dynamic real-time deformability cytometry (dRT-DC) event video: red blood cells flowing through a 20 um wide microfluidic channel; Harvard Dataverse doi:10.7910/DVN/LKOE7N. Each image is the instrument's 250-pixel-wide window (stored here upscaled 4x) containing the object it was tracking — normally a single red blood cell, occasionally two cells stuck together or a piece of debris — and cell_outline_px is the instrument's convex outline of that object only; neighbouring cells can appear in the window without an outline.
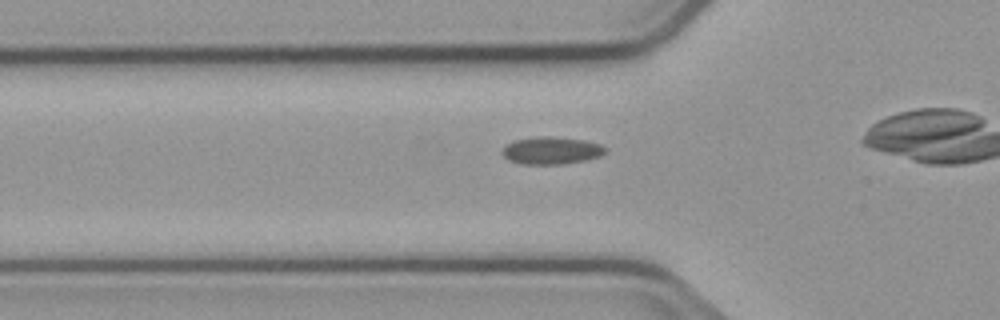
{"species": "common noctule bat (a hibernating species)", "species_latin": "Nyctalus noctula", "temperature_condition": "cold", "stored_images_in_passage": 28, "camera_frame_rate_fps": 3000, "um_per_image_px": 0.085, "animal": {"sex": "male", "body_mass_g": 23.1, "forearm_length_mm": 52.7}, "frame": {"image": 1, "passage_image": 3, "time_ms": 0.667, "image_size_px": [1000, 320], "cell_outline_px": [[604, 152], [600, 156], [584, 160], [560, 164], [520, 164], [508, 160], [500, 152], [508, 144], [516, 140], [540, 136], [548, 136], [584, 140], [600, 144], [604, 148]], "centroid_in_image_um": [46.83, 12.8], "position_along_channel_um": 79.0, "area_um2": 16.18}}
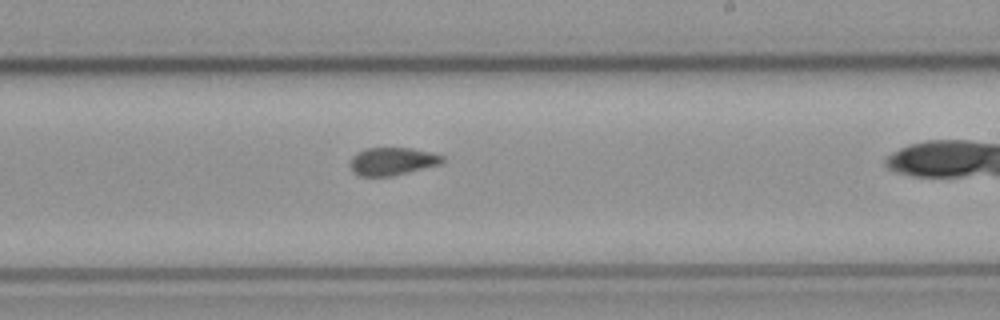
{"frame": {"image": 2, "passage_image": 17, "time_ms": 5.333, "image_size_px": [1000, 320], "cell_outline_px": [[444, 160], [440, 164], [392, 176], [360, 176], [352, 172], [348, 164], [352, 156], [356, 152], [364, 148], [412, 148], [444, 156]], "centroid_in_image_um": [33.27, 13.71], "position_along_channel_um": 255.7, "area_um2": 15.03}}
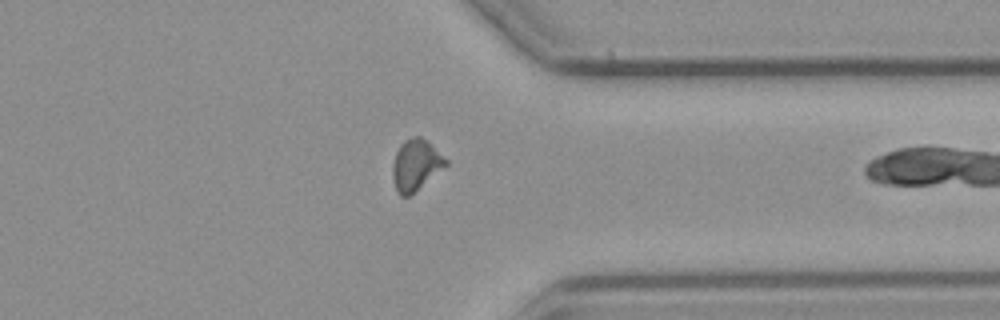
{"frame": {"image": 3, "passage_image": 27, "time_ms": 8.667, "image_size_px": [1000, 320], "cell_outline_px": [[448, 164], [408, 196], [400, 196], [396, 192], [392, 176], [392, 164], [396, 152], [400, 144], [404, 140], [412, 136], [420, 136], [448, 160]], "centroid_in_image_um": [35.3, 14.01], "position_along_channel_um": 376.1, "area_um2": 15.55}}